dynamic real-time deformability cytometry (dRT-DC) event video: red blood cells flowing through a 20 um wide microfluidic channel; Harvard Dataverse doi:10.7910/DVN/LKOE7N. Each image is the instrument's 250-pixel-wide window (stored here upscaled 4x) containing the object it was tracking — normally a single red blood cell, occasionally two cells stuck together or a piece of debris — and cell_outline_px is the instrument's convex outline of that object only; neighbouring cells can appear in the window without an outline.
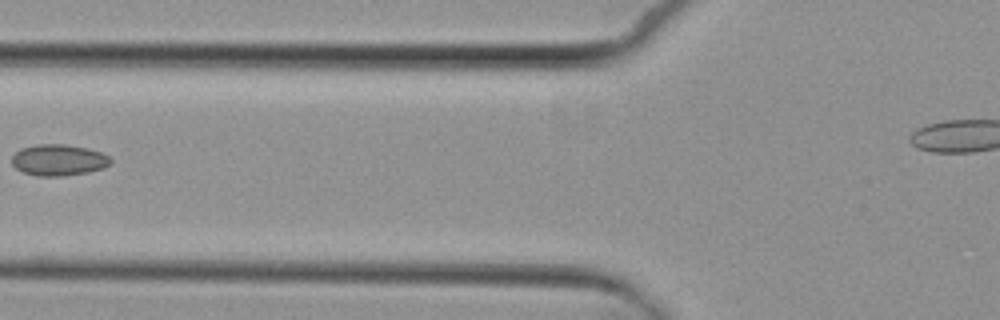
{"species": "common noctule bat (a hibernating species)", "species_latin": "Nyctalus noctula", "temperature_condition": "cold", "stored_images_in_passage": 3, "camera_frame_rate_fps": 3000, "um_per_image_px": 0.085, "animal": {"sex": "female", "body_mass_g": 29.2, "forearm_length_mm": 56.3}, "frame": {"image": 1, "passage_image": 2, "time_ms": 1.333, "image_size_px": [1000, 320], "cell_outline_px": [[112, 164], [104, 168], [88, 172], [60, 176], [36, 176], [24, 172], [16, 168], [12, 164], [12, 156], [20, 148], [36, 144], [64, 144], [88, 148], [100, 152], [108, 156], [112, 160]], "centroid_in_image_um": [4.99, 13.6], "position_along_channel_um": 120.8, "area_um2": 18.09}}
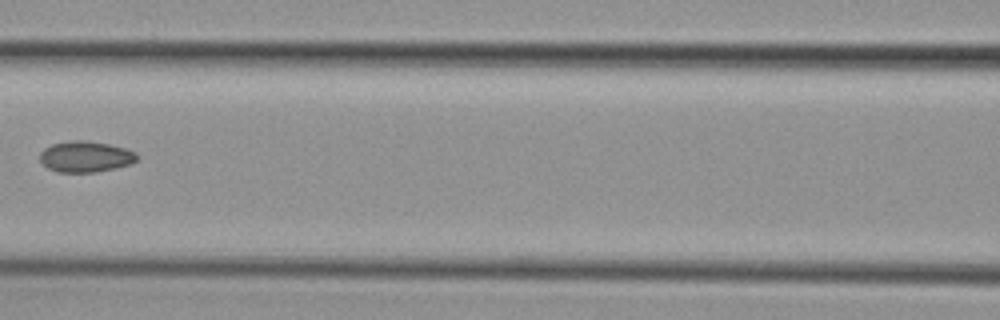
{"frame": {"image": 2, "passage_image": 3, "time_ms": 2.333, "image_size_px": [1000, 320], "cell_outline_px": [[136, 160], [132, 164], [116, 168], [96, 172], [56, 172], [48, 168], [40, 160], [40, 152], [44, 148], [52, 144], [72, 140], [84, 140], [108, 144], [124, 148], [136, 152]], "centroid_in_image_um": [7.26, 13.32], "position_along_channel_um": 159.3, "area_um2": 17.51}}